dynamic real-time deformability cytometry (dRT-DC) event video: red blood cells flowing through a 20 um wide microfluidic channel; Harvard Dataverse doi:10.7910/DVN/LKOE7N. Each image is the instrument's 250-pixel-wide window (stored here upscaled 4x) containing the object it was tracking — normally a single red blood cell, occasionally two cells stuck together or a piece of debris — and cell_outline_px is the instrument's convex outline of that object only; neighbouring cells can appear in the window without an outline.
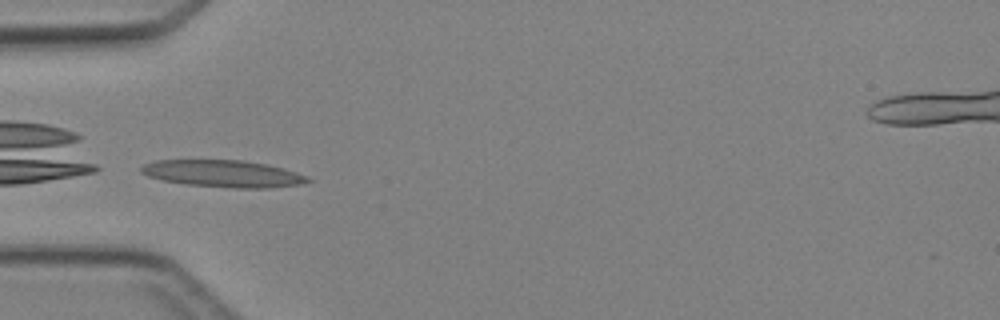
{"species": "Egyptian fruit bat (a non-hibernating species)", "species_latin": "Rousettus aegyptiacus", "temperature_condition": "cold", "stored_images_in_passage": 4, "camera_frame_rate_fps": 3000, "um_per_image_px": 0.085, "animal": {"sex": "female"}, "frame": {"image": 1, "passage_image": 4, "time_ms": 3.333, "image_size_px": [1000, 320], "cell_outline_px": [[312, 180], [300, 184], [268, 188], [232, 188], [188, 184], [164, 180], [148, 176], [140, 172], [140, 168], [144, 164], [156, 160], [244, 160], [268, 164], [284, 168], [308, 176]], "centroid_in_image_um": [19.0, 14.75], "position_along_channel_um": 66.0, "area_um2": 26.18}}